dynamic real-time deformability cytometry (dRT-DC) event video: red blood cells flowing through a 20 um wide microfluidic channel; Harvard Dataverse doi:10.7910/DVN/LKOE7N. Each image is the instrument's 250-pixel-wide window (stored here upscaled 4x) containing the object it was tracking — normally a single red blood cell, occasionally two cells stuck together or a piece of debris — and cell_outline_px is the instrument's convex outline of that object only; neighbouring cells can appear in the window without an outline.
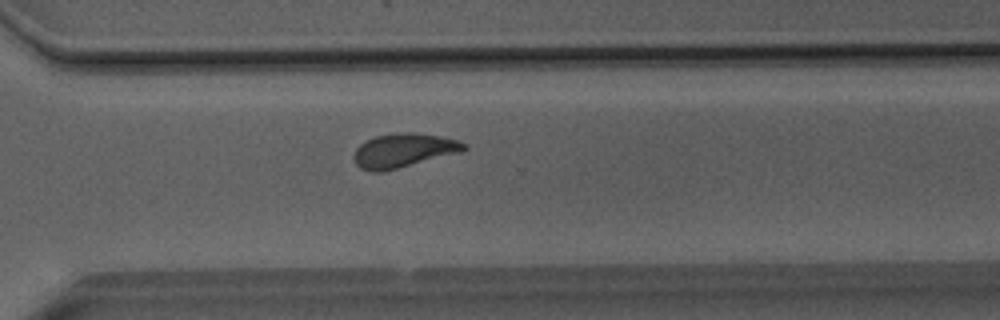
{"species": "Egyptian fruit bat (a non-hibernating species)", "species_latin": "Rousettus aegyptiacus", "temperature_condition": "room temperature", "stored_images_in_passage": 35, "camera_frame_rate_fps": 3000, "um_per_image_px": 0.085, "animal": {"sex": "male"}, "frame": {"image": 1, "passage_image": 25, "time_ms": 8.0, "image_size_px": [1000, 320], "cell_outline_px": [[468, 148], [460, 152], [384, 172], [372, 172], [360, 168], [356, 164], [356, 148], [360, 144], [376, 136], [404, 132], [412, 132], [440, 136], [456, 140], [468, 144]], "centroid_in_image_um": [34.33, 12.8], "position_along_channel_um": 336.3, "area_um2": 21.56}}
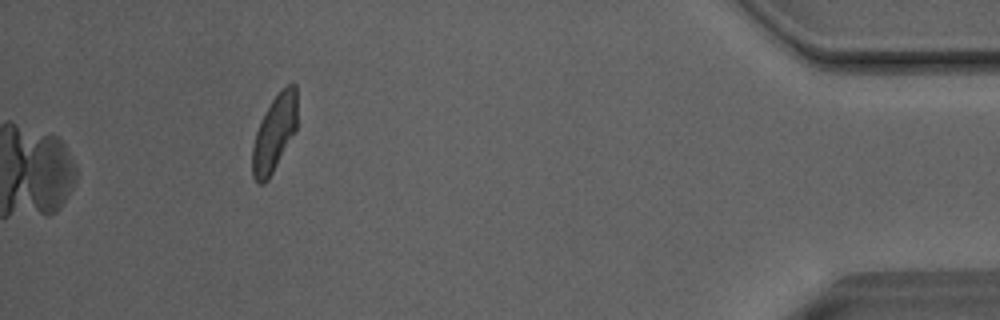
{"frame": {"image": 2, "passage_image": 35, "time_ms": 11.333, "image_size_px": [1000, 320], "cell_outline_px": [[296, 128], [268, 180], [264, 184], [256, 184], [252, 176], [252, 148], [256, 132], [272, 100], [280, 88], [288, 84], [296, 84]], "centroid_in_image_um": [23.3, 11.34], "position_along_channel_um": 411.9, "area_um2": 19.54}, "authors_computed_cell_mechanics": {"area_um2": 21.675, "velocity_mm_per_s": 4.0417, "shape_relaxation_time_tau1_ms": 6.1516, "shape_relaxation_time_tau2_ms": 1.6432, "deformation_change_tau1": 0.1732, "deformation_change_tau2": 0.0793}}